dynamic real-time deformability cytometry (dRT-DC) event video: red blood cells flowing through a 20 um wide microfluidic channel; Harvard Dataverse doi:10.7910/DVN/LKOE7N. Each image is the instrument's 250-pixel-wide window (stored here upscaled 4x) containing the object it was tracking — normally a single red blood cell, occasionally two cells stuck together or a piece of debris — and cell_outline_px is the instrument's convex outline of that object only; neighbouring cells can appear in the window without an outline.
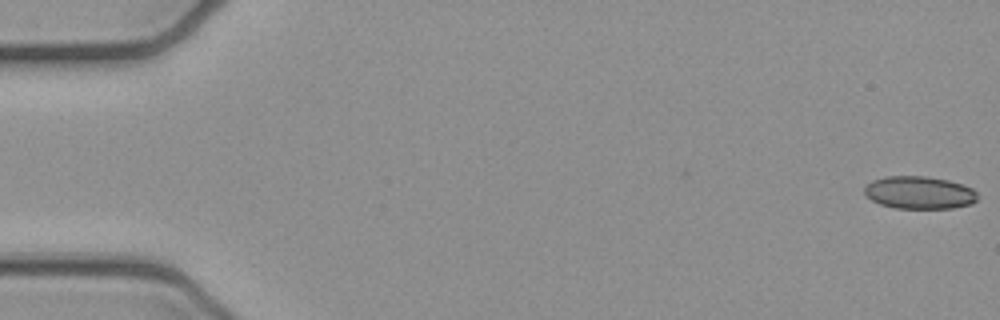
{"species": "common noctule bat (a hibernating species)", "species_latin": "Nyctalus noctula", "temperature_condition": "cold", "stored_images_in_passage": 52, "camera_frame_rate_fps": 3000, "um_per_image_px": 0.085, "animal": {"sex": "female", "body_mass_g": 21.9}, "frame": {"image": 1, "passage_image": 1, "time_ms": 0.0, "image_size_px": [1000, 320], "cell_outline_px": [[976, 200], [972, 204], [952, 208], [896, 208], [880, 204], [872, 200], [864, 192], [864, 188], [872, 180], [884, 176], [924, 176], [948, 180], [972, 188], [976, 192]], "centroid_in_image_um": [78.13, 16.37], "position_along_channel_um": 6.9, "area_um2": 21.39}}
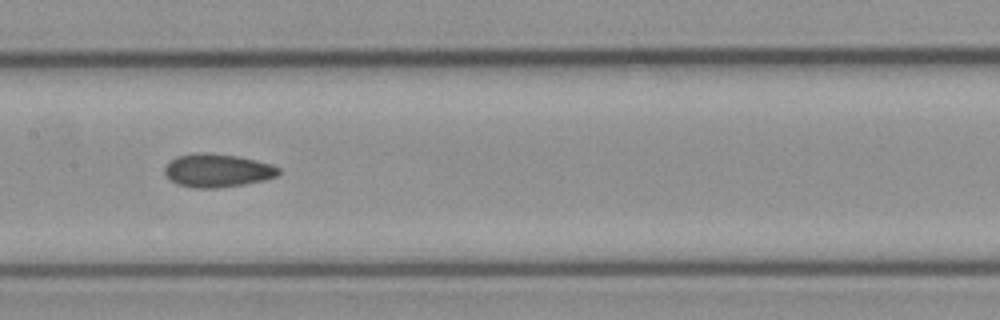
{"frame": {"image": 2, "passage_image": 26, "time_ms": 8.333, "image_size_px": [1000, 320], "cell_outline_px": [[280, 172], [276, 176], [264, 180], [244, 184], [216, 188], [196, 188], [176, 184], [168, 180], [164, 176], [164, 168], [176, 156], [196, 152], [208, 152], [236, 156], [256, 160], [272, 164], [280, 168]], "centroid_in_image_um": [18.44, 14.49], "position_along_channel_um": 189.0, "area_um2": 22.31}}
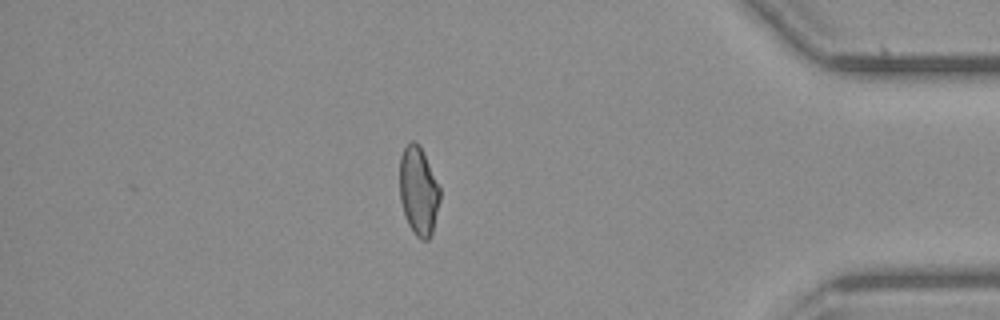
{"frame": {"image": 3, "passage_image": 45, "time_ms": 14.667, "image_size_px": [1000, 320], "cell_outline_px": [[440, 200], [432, 232], [428, 240], [420, 240], [416, 236], [408, 224], [404, 216], [400, 200], [400, 156], [404, 148], [412, 140], [416, 140], [420, 144], [440, 188]], "centroid_in_image_um": [35.57, 16.22], "position_along_channel_um": 399.6, "area_um2": 20.87}, "authors_computed_cell_mechanics": {"area_um2": 21.8195, "velocity_mm_per_s": 3.9487, "shape_relaxation_time_tau1_ms": null, "shape_relaxation_time_tau2_ms": 3.1176, "deformation_change_tau1": null, "deformation_change_tau2": 0.0838}}